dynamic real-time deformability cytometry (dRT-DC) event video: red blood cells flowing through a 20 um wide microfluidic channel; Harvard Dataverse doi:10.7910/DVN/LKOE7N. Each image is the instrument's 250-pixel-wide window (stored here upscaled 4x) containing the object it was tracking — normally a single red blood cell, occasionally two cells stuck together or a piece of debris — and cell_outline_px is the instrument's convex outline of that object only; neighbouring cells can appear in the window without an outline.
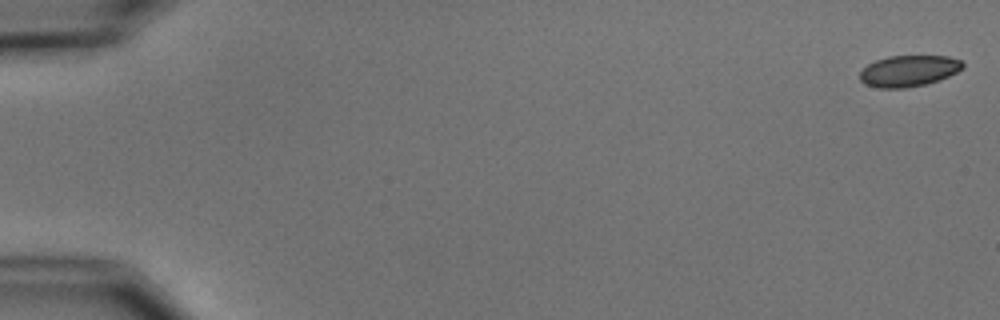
{"species": "common noctule bat (a hibernating species)", "species_latin": "Nyctalus noctula", "temperature_condition": "cold", "stored_images_in_passage": 6, "camera_frame_rate_fps": 3000, "um_per_image_px": 0.085, "animal": {"sex": "male", "body_mass_g": 15.6}, "frame": {"image": 1, "passage_image": 1, "time_ms": 0.0, "image_size_px": [1000, 320], "cell_outline_px": [[964, 68], [948, 76], [924, 84], [904, 88], [880, 88], [864, 84], [860, 80], [860, 72], [868, 64], [876, 60], [888, 56], [948, 56], [960, 60], [964, 64]], "centroid_in_image_um": [77.22, 6.02], "position_along_channel_um": 7.8, "area_um2": 18.55}}
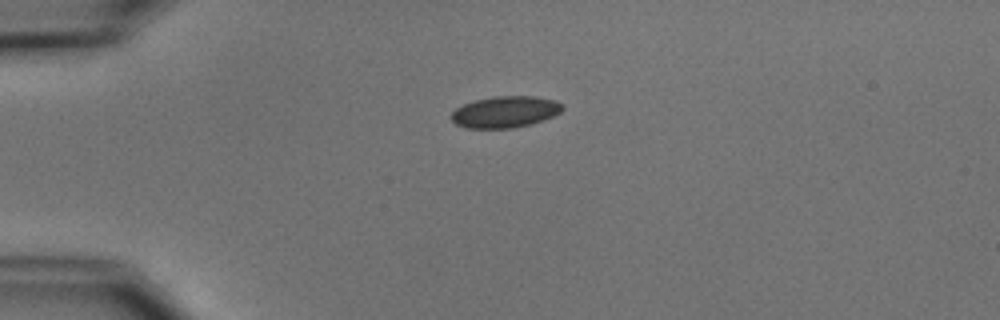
{"frame": {"image": 2, "passage_image": 4, "time_ms": 4.333, "image_size_px": [1000, 320], "cell_outline_px": [[564, 108], [560, 112], [544, 120], [532, 124], [512, 128], [464, 128], [456, 124], [452, 120], [452, 112], [456, 108], [464, 104], [476, 100], [492, 96], [536, 96], [556, 100], [564, 104]], "centroid_in_image_um": [42.97, 9.51], "position_along_channel_um": 42.0, "area_um2": 20.52}}